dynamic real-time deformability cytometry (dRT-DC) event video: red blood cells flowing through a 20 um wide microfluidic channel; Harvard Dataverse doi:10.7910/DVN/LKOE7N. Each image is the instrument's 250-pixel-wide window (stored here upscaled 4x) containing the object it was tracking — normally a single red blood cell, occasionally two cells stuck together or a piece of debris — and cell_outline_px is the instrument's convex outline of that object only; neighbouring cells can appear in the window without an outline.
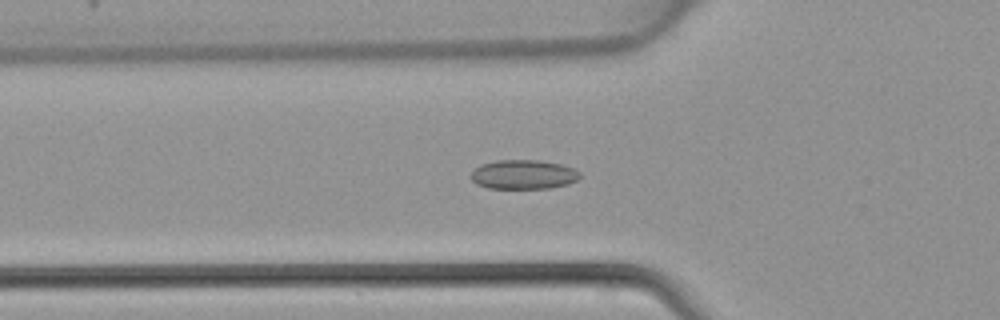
{"species": "common noctule bat (a hibernating species)", "species_latin": "Nyctalus noctula", "temperature_condition": "warm", "stored_images_in_passage": 45, "camera_frame_rate_fps": 3000, "um_per_image_px": 0.085, "animal": {"sex": "female", "body_mass_g": 22.7, "forearm_length_mm": 54.2}, "frame": {"image": 1, "passage_image": 16, "time_ms": 5.0, "image_size_px": [1000, 320], "cell_outline_px": [[580, 176], [576, 180], [568, 184], [552, 188], [488, 188], [476, 184], [472, 180], [472, 172], [480, 164], [496, 160], [540, 160], [560, 164], [576, 168], [580, 172]], "centroid_in_image_um": [44.52, 14.83], "position_along_channel_um": 81.3, "area_um2": 18.67}}
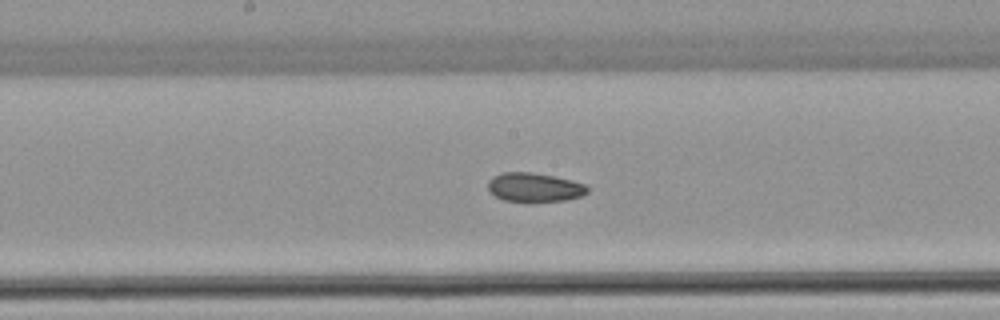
{"frame": {"image": 2, "passage_image": 24, "time_ms": 7.667, "image_size_px": [1000, 320], "cell_outline_px": [[588, 192], [580, 196], [564, 200], [528, 204], [524, 204], [504, 200], [488, 192], [488, 180], [492, 176], [504, 172], [532, 172], [556, 176], [572, 180], [584, 184], [588, 188]], "centroid_in_image_um": [45.38, 15.95], "position_along_channel_um": 202.8, "area_um2": 17.46}}
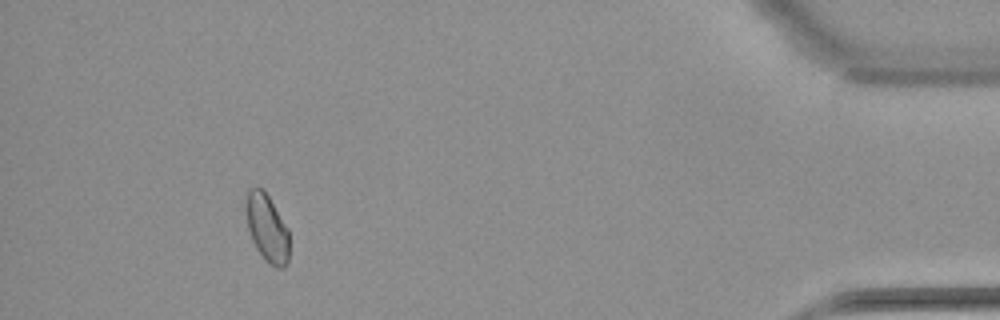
{"frame": {"image": 3, "passage_image": 42, "time_ms": 13.667, "image_size_px": [1000, 320], "cell_outline_px": [[288, 260], [284, 268], [276, 268], [268, 264], [264, 260], [256, 248], [252, 240], [248, 228], [244, 208], [248, 188], [260, 188], [268, 196], [288, 228]], "centroid_in_image_um": [22.67, 19.4], "position_along_channel_um": 412.5, "area_um2": 17.11}}